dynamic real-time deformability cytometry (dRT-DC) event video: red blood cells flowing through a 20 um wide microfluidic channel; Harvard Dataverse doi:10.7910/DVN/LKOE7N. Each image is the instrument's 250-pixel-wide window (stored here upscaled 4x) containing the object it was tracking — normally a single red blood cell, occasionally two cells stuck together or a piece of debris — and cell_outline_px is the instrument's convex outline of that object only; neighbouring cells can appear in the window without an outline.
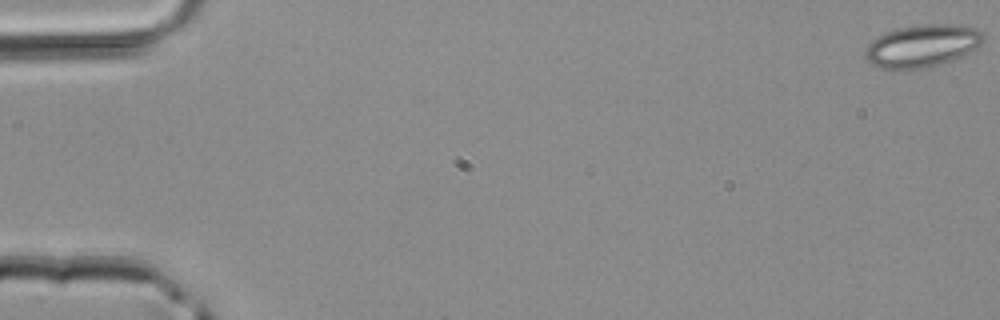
{"species": "common noctule bat (a hibernating species)", "species_latin": "Nyctalus noctula", "temperature_condition": "room temperature", "stored_images_in_passage": 4, "camera_frame_rate_fps": 3000, "um_per_image_px": 0.085, "animal": {"sex": "male", "body_mass_g": 20.4}, "frame": {"image": 1, "passage_image": 4, "time_ms": 1.0, "image_size_px": [1000, 320], "cell_outline_px": [[984, 40], [976, 48], [952, 60], [940, 64], [920, 68], [880, 68], [872, 64], [864, 56], [864, 48], [872, 40], [884, 32], [900, 28], [920, 24], [960, 24], [976, 28], [984, 36]], "centroid_in_image_um": [78.37, 3.87], "position_along_channel_um": 6.6, "area_um2": 29.07}}